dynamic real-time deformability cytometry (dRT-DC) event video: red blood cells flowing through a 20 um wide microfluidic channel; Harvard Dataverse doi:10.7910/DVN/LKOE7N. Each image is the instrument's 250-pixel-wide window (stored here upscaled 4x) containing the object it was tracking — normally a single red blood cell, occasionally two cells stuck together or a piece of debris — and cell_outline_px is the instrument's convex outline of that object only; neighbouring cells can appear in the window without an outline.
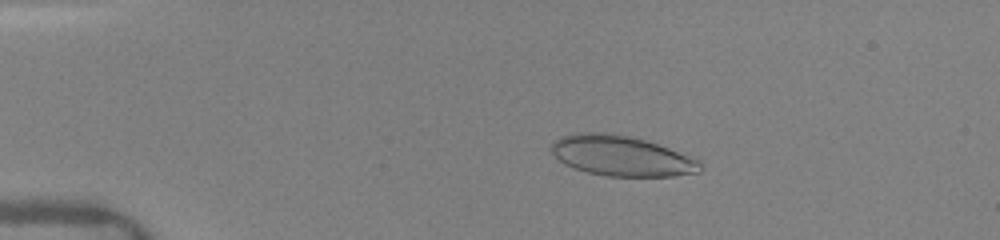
{"species": "human", "species_latin": "Homo sapiens", "temperature_condition": "warm", "stored_images_in_passage": 12, "camera_frame_rate_fps": 3000, "um_per_image_px": 0.085, "donor": {"sex": "female"}, "frame": {"image": 1, "passage_image": 10, "time_ms": 2.333, "image_size_px": [1000, 240], "cell_outline_px": [[704, 168], [700, 172], [672, 176], [604, 176], [572, 168], [564, 164], [552, 152], [552, 140], [560, 136], [576, 132], [604, 132], [632, 136], [668, 148], [700, 160]], "centroid_in_image_um": [52.81, 13.24], "position_along_channel_um": 32.2, "area_um2": 35.08}}